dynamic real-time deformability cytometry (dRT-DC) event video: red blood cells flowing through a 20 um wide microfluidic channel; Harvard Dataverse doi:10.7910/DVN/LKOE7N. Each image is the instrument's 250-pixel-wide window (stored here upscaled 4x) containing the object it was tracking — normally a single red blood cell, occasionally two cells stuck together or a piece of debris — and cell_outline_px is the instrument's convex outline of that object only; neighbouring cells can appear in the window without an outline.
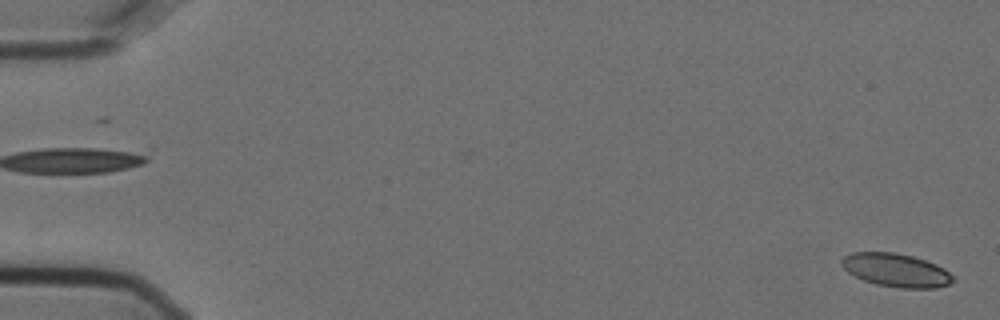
{"species": "Egyptian fruit bat (a non-hibernating species)", "species_latin": "Rousettus aegyptiacus", "temperature_condition": "cold", "stored_images_in_passage": 3, "camera_frame_rate_fps": 3000, "um_per_image_px": 0.085, "animal": {"sex": "female"}, "frame": {"image": 1, "passage_image": 3, "time_ms": 0.667, "image_size_px": [1000, 320], "cell_outline_px": [[956, 280], [948, 284], [936, 288], [900, 288], [876, 284], [864, 280], [848, 272], [840, 264], [840, 260], [844, 256], [852, 252], [892, 252], [912, 256], [936, 264], [944, 268]], "centroid_in_image_um": [76.15, 22.96], "position_along_channel_um": 8.8, "area_um2": 21.56}}